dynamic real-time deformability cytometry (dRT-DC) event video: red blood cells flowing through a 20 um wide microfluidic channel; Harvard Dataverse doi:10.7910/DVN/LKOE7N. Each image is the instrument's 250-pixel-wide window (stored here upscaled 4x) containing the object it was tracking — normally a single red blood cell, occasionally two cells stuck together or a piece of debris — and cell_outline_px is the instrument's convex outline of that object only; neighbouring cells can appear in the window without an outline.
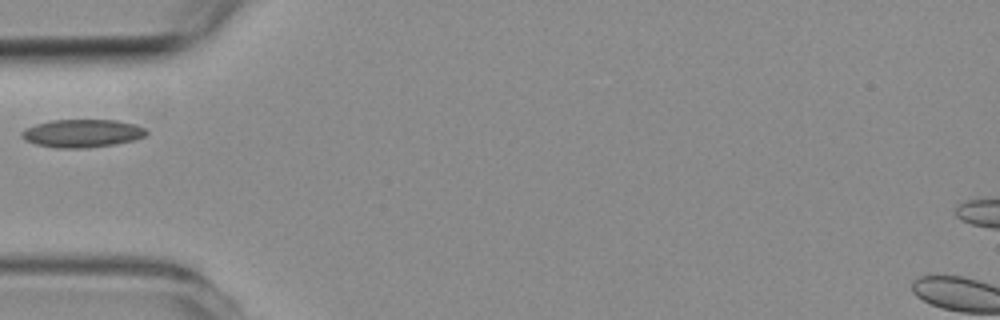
{"species": "common noctule bat (a hibernating species)", "species_latin": "Nyctalus noctula", "temperature_condition": "room temperature", "stored_images_in_passage": 1, "camera_frame_rate_fps": 3000, "um_per_image_px": 0.085, "animal": {"sex": "female", "body_mass_g": 19.3, "forearm_length_mm": 54.1}, "frame": {"image": 1, "passage_image": 1, "time_ms": 0.0, "image_size_px": [1000, 320], "cell_outline_px": [[148, 132], [144, 136], [136, 140], [116, 144], [84, 148], [56, 148], [36, 144], [24, 140], [20, 136], [20, 132], [36, 124], [52, 120], [116, 120], [132, 124], [144, 128]], "centroid_in_image_um": [6.97, 11.34], "position_along_channel_um": 78.0, "area_um2": 20.29}}